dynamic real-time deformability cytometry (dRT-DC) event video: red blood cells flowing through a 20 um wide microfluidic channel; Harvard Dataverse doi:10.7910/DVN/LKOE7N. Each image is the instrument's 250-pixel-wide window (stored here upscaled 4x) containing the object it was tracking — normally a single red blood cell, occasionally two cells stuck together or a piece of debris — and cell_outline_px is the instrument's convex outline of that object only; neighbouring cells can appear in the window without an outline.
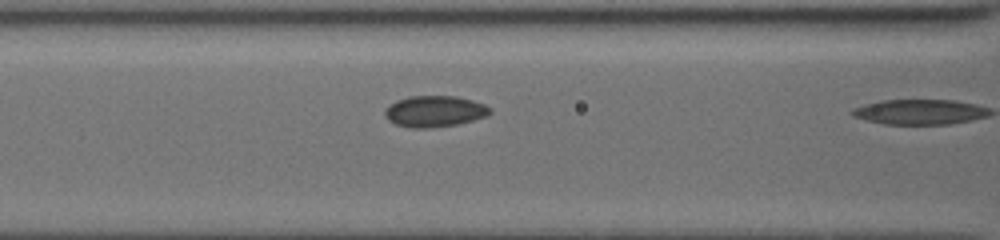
{"species": "common noctule bat (a hibernating species)", "species_latin": "Nyctalus noctula", "temperature_condition": "cold", "stored_images_in_passage": 7, "camera_frame_rate_fps": 3000, "um_per_image_px": 0.085, "animal": {"sex": "female", "body_mass_g": 19.5, "forearm_length_mm": 54.1}, "frame": {"image": 1, "passage_image": 6, "time_ms": 2.667, "image_size_px": [1000, 240], "cell_outline_px": [[492, 112], [488, 116], [456, 124], [428, 128], [412, 128], [396, 124], [388, 120], [384, 116], [384, 112], [396, 100], [408, 96], [456, 96], [472, 100], [484, 104], [492, 108]], "centroid_in_image_um": [36.96, 9.46], "position_along_channel_um": 129.6, "area_um2": 19.07}}